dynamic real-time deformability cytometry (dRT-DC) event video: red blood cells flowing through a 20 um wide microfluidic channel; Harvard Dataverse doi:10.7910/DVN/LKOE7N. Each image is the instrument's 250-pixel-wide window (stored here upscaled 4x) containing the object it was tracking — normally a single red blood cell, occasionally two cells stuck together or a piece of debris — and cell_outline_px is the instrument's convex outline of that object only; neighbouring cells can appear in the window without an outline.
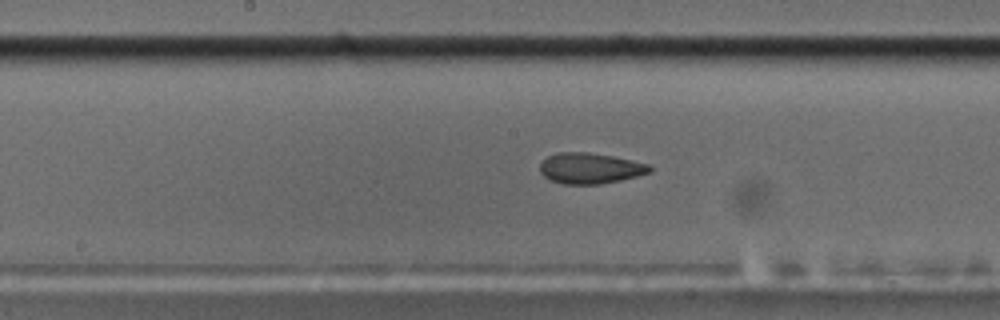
{"species": "common noctule bat (a hibernating species)", "species_latin": "Nyctalus noctula", "temperature_condition": "cold", "stored_images_in_passage": 55, "camera_frame_rate_fps": 3000, "um_per_image_px": 0.085, "animal": {"sex": "male", "body_mass_g": 17.5, "forearm_length_mm": 52.3}, "frame": {"image": 1, "passage_image": 28, "time_ms": 9.0, "image_size_px": [1000, 320], "cell_outline_px": [[652, 172], [620, 180], [600, 184], [564, 184], [552, 180], [544, 176], [540, 172], [540, 164], [548, 156], [556, 152], [588, 152], [612, 156], [632, 160], [648, 164], [652, 168]], "centroid_in_image_um": [50.16, 14.3], "position_along_channel_um": 198.0, "area_um2": 19.59}}
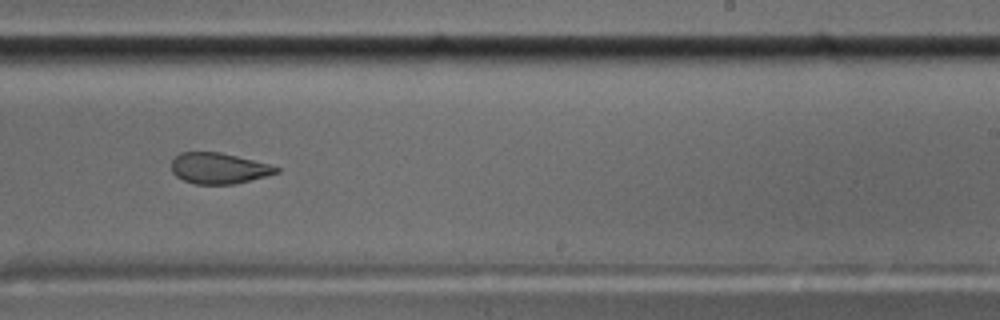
{"frame": {"image": 2, "passage_image": 34, "time_ms": 11.0, "image_size_px": [1000, 320], "cell_outline_px": [[280, 172], [236, 184], [196, 184], [184, 180], [176, 176], [172, 172], [172, 160], [180, 152], [220, 152], [268, 164], [280, 168]], "centroid_in_image_um": [18.58, 14.31], "position_along_channel_um": 270.4, "area_um2": 18.73}}
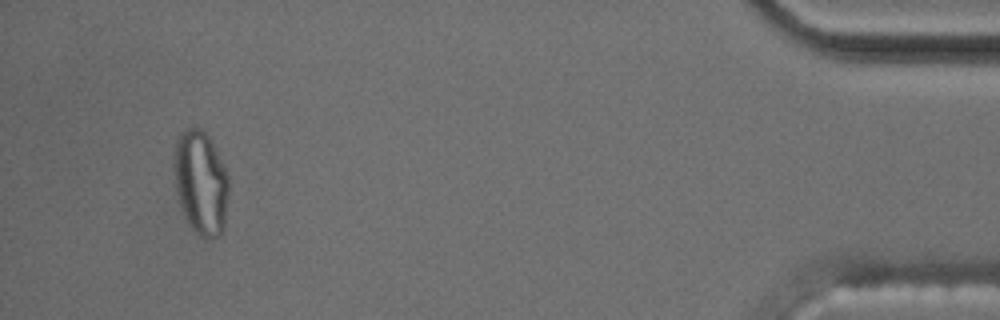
{"frame": {"image": 3, "passage_image": 52, "time_ms": 17.0, "image_size_px": [1000, 320], "cell_outline_px": [[228, 196], [224, 228], [220, 236], [204, 240], [188, 224], [180, 204], [176, 192], [172, 168], [172, 156], [176, 140], [180, 132], [184, 128], [192, 124], [200, 128], [208, 136], [228, 172]], "centroid_in_image_um": [17.04, 15.49], "position_along_channel_um": 418.2, "area_um2": 34.04}, "authors_computed_cell_mechanics": {"area_um2": 20.23, "velocity_mm_per_s": 3.6267, "shape_relaxation_time_tau1_ms": null, "shape_relaxation_time_tau2_ms": 1.3365, "deformation_change_tau1": null, "deformation_change_tau2": 0.0627}}